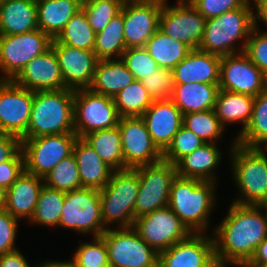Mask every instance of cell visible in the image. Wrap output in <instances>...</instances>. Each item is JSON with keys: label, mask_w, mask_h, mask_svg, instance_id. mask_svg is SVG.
<instances>
[{"label": "cell", "mask_w": 267, "mask_h": 267, "mask_svg": "<svg viewBox=\"0 0 267 267\" xmlns=\"http://www.w3.org/2000/svg\"><path fill=\"white\" fill-rule=\"evenodd\" d=\"M227 210L211 230L215 258L222 267H244L267 236V211L262 205L234 202Z\"/></svg>", "instance_id": "cell-1"}, {"label": "cell", "mask_w": 267, "mask_h": 267, "mask_svg": "<svg viewBox=\"0 0 267 267\" xmlns=\"http://www.w3.org/2000/svg\"><path fill=\"white\" fill-rule=\"evenodd\" d=\"M218 183L176 176L170 189L168 206L191 233L210 231V220L217 207ZM209 229V230H208Z\"/></svg>", "instance_id": "cell-2"}, {"label": "cell", "mask_w": 267, "mask_h": 267, "mask_svg": "<svg viewBox=\"0 0 267 267\" xmlns=\"http://www.w3.org/2000/svg\"><path fill=\"white\" fill-rule=\"evenodd\" d=\"M254 26V3L248 0L242 7L207 19L198 49L220 57L244 52Z\"/></svg>", "instance_id": "cell-3"}, {"label": "cell", "mask_w": 267, "mask_h": 267, "mask_svg": "<svg viewBox=\"0 0 267 267\" xmlns=\"http://www.w3.org/2000/svg\"><path fill=\"white\" fill-rule=\"evenodd\" d=\"M229 167L238 190L234 203L263 205L267 200V148H248L231 140ZM239 195V196H238Z\"/></svg>", "instance_id": "cell-4"}, {"label": "cell", "mask_w": 267, "mask_h": 267, "mask_svg": "<svg viewBox=\"0 0 267 267\" xmlns=\"http://www.w3.org/2000/svg\"><path fill=\"white\" fill-rule=\"evenodd\" d=\"M74 90L34 92L30 121L21 139L74 132Z\"/></svg>", "instance_id": "cell-5"}, {"label": "cell", "mask_w": 267, "mask_h": 267, "mask_svg": "<svg viewBox=\"0 0 267 267\" xmlns=\"http://www.w3.org/2000/svg\"><path fill=\"white\" fill-rule=\"evenodd\" d=\"M139 193L135 169L113 171L109 182L100 190L102 223L108 228L133 227L134 206Z\"/></svg>", "instance_id": "cell-6"}, {"label": "cell", "mask_w": 267, "mask_h": 267, "mask_svg": "<svg viewBox=\"0 0 267 267\" xmlns=\"http://www.w3.org/2000/svg\"><path fill=\"white\" fill-rule=\"evenodd\" d=\"M59 227L80 236L100 237L107 229L102 223L100 191L82 187L66 192Z\"/></svg>", "instance_id": "cell-7"}, {"label": "cell", "mask_w": 267, "mask_h": 267, "mask_svg": "<svg viewBox=\"0 0 267 267\" xmlns=\"http://www.w3.org/2000/svg\"><path fill=\"white\" fill-rule=\"evenodd\" d=\"M100 237L106 244L110 267H158V253L133 227H111Z\"/></svg>", "instance_id": "cell-8"}, {"label": "cell", "mask_w": 267, "mask_h": 267, "mask_svg": "<svg viewBox=\"0 0 267 267\" xmlns=\"http://www.w3.org/2000/svg\"><path fill=\"white\" fill-rule=\"evenodd\" d=\"M78 136L75 132L21 139L25 172L44 178L70 156Z\"/></svg>", "instance_id": "cell-9"}, {"label": "cell", "mask_w": 267, "mask_h": 267, "mask_svg": "<svg viewBox=\"0 0 267 267\" xmlns=\"http://www.w3.org/2000/svg\"><path fill=\"white\" fill-rule=\"evenodd\" d=\"M138 173L139 193L134 206L135 219L168 206L170 189L177 176L176 166L166 161L134 168Z\"/></svg>", "instance_id": "cell-10"}, {"label": "cell", "mask_w": 267, "mask_h": 267, "mask_svg": "<svg viewBox=\"0 0 267 267\" xmlns=\"http://www.w3.org/2000/svg\"><path fill=\"white\" fill-rule=\"evenodd\" d=\"M51 42L40 29L0 35V80H13L30 60L48 50Z\"/></svg>", "instance_id": "cell-11"}, {"label": "cell", "mask_w": 267, "mask_h": 267, "mask_svg": "<svg viewBox=\"0 0 267 267\" xmlns=\"http://www.w3.org/2000/svg\"><path fill=\"white\" fill-rule=\"evenodd\" d=\"M74 132L83 138L90 132L118 126L114 99L90 88L74 91Z\"/></svg>", "instance_id": "cell-12"}, {"label": "cell", "mask_w": 267, "mask_h": 267, "mask_svg": "<svg viewBox=\"0 0 267 267\" xmlns=\"http://www.w3.org/2000/svg\"><path fill=\"white\" fill-rule=\"evenodd\" d=\"M133 228L157 253L167 250L191 234L169 206L136 218Z\"/></svg>", "instance_id": "cell-13"}, {"label": "cell", "mask_w": 267, "mask_h": 267, "mask_svg": "<svg viewBox=\"0 0 267 267\" xmlns=\"http://www.w3.org/2000/svg\"><path fill=\"white\" fill-rule=\"evenodd\" d=\"M169 3L163 0L159 29L191 49H198L207 19L191 3Z\"/></svg>", "instance_id": "cell-14"}, {"label": "cell", "mask_w": 267, "mask_h": 267, "mask_svg": "<svg viewBox=\"0 0 267 267\" xmlns=\"http://www.w3.org/2000/svg\"><path fill=\"white\" fill-rule=\"evenodd\" d=\"M118 128L121 135L124 170L152 165L163 160V153L153 143L142 117H121Z\"/></svg>", "instance_id": "cell-15"}, {"label": "cell", "mask_w": 267, "mask_h": 267, "mask_svg": "<svg viewBox=\"0 0 267 267\" xmlns=\"http://www.w3.org/2000/svg\"><path fill=\"white\" fill-rule=\"evenodd\" d=\"M219 89L256 97L267 88V77L244 53L221 57Z\"/></svg>", "instance_id": "cell-16"}, {"label": "cell", "mask_w": 267, "mask_h": 267, "mask_svg": "<svg viewBox=\"0 0 267 267\" xmlns=\"http://www.w3.org/2000/svg\"><path fill=\"white\" fill-rule=\"evenodd\" d=\"M158 267H222L215 258L211 232L191 233L158 253Z\"/></svg>", "instance_id": "cell-17"}, {"label": "cell", "mask_w": 267, "mask_h": 267, "mask_svg": "<svg viewBox=\"0 0 267 267\" xmlns=\"http://www.w3.org/2000/svg\"><path fill=\"white\" fill-rule=\"evenodd\" d=\"M34 92L16 85L12 80H0V134L20 139L30 121Z\"/></svg>", "instance_id": "cell-18"}, {"label": "cell", "mask_w": 267, "mask_h": 267, "mask_svg": "<svg viewBox=\"0 0 267 267\" xmlns=\"http://www.w3.org/2000/svg\"><path fill=\"white\" fill-rule=\"evenodd\" d=\"M65 88L71 90L90 88L98 59L93 51L72 48L52 39Z\"/></svg>", "instance_id": "cell-19"}, {"label": "cell", "mask_w": 267, "mask_h": 267, "mask_svg": "<svg viewBox=\"0 0 267 267\" xmlns=\"http://www.w3.org/2000/svg\"><path fill=\"white\" fill-rule=\"evenodd\" d=\"M12 81L32 92L65 89L58 58L52 47L30 60Z\"/></svg>", "instance_id": "cell-20"}, {"label": "cell", "mask_w": 267, "mask_h": 267, "mask_svg": "<svg viewBox=\"0 0 267 267\" xmlns=\"http://www.w3.org/2000/svg\"><path fill=\"white\" fill-rule=\"evenodd\" d=\"M163 0L122 6L126 48L145 47L159 29Z\"/></svg>", "instance_id": "cell-21"}, {"label": "cell", "mask_w": 267, "mask_h": 267, "mask_svg": "<svg viewBox=\"0 0 267 267\" xmlns=\"http://www.w3.org/2000/svg\"><path fill=\"white\" fill-rule=\"evenodd\" d=\"M141 117L153 143L162 153L183 124V114L171 100H154Z\"/></svg>", "instance_id": "cell-22"}, {"label": "cell", "mask_w": 267, "mask_h": 267, "mask_svg": "<svg viewBox=\"0 0 267 267\" xmlns=\"http://www.w3.org/2000/svg\"><path fill=\"white\" fill-rule=\"evenodd\" d=\"M221 57L199 49H192L176 65L173 71L174 84L219 83Z\"/></svg>", "instance_id": "cell-23"}, {"label": "cell", "mask_w": 267, "mask_h": 267, "mask_svg": "<svg viewBox=\"0 0 267 267\" xmlns=\"http://www.w3.org/2000/svg\"><path fill=\"white\" fill-rule=\"evenodd\" d=\"M219 147V144L205 143L184 156L175 165L177 176L219 183L216 169H219L224 155Z\"/></svg>", "instance_id": "cell-24"}, {"label": "cell", "mask_w": 267, "mask_h": 267, "mask_svg": "<svg viewBox=\"0 0 267 267\" xmlns=\"http://www.w3.org/2000/svg\"><path fill=\"white\" fill-rule=\"evenodd\" d=\"M44 185L42 177L24 171L6 191L4 210L18 220L29 221Z\"/></svg>", "instance_id": "cell-25"}, {"label": "cell", "mask_w": 267, "mask_h": 267, "mask_svg": "<svg viewBox=\"0 0 267 267\" xmlns=\"http://www.w3.org/2000/svg\"><path fill=\"white\" fill-rule=\"evenodd\" d=\"M72 153L77 162L81 186L100 191L109 182L114 170L83 138L76 139Z\"/></svg>", "instance_id": "cell-26"}, {"label": "cell", "mask_w": 267, "mask_h": 267, "mask_svg": "<svg viewBox=\"0 0 267 267\" xmlns=\"http://www.w3.org/2000/svg\"><path fill=\"white\" fill-rule=\"evenodd\" d=\"M38 29L36 0H7L0 3V35Z\"/></svg>", "instance_id": "cell-27"}, {"label": "cell", "mask_w": 267, "mask_h": 267, "mask_svg": "<svg viewBox=\"0 0 267 267\" xmlns=\"http://www.w3.org/2000/svg\"><path fill=\"white\" fill-rule=\"evenodd\" d=\"M219 83H185L175 84L171 101L182 114L214 109Z\"/></svg>", "instance_id": "cell-28"}, {"label": "cell", "mask_w": 267, "mask_h": 267, "mask_svg": "<svg viewBox=\"0 0 267 267\" xmlns=\"http://www.w3.org/2000/svg\"><path fill=\"white\" fill-rule=\"evenodd\" d=\"M254 99L255 97L250 95L219 89L214 107L219 122L225 129L227 125H242L234 139L248 125L252 115Z\"/></svg>", "instance_id": "cell-29"}, {"label": "cell", "mask_w": 267, "mask_h": 267, "mask_svg": "<svg viewBox=\"0 0 267 267\" xmlns=\"http://www.w3.org/2000/svg\"><path fill=\"white\" fill-rule=\"evenodd\" d=\"M38 29L56 39L82 7L81 0H36Z\"/></svg>", "instance_id": "cell-30"}, {"label": "cell", "mask_w": 267, "mask_h": 267, "mask_svg": "<svg viewBox=\"0 0 267 267\" xmlns=\"http://www.w3.org/2000/svg\"><path fill=\"white\" fill-rule=\"evenodd\" d=\"M135 80L121 59L98 61L90 89L96 93L114 97Z\"/></svg>", "instance_id": "cell-31"}, {"label": "cell", "mask_w": 267, "mask_h": 267, "mask_svg": "<svg viewBox=\"0 0 267 267\" xmlns=\"http://www.w3.org/2000/svg\"><path fill=\"white\" fill-rule=\"evenodd\" d=\"M83 139L114 171L124 170L121 135L118 126L90 132Z\"/></svg>", "instance_id": "cell-32"}, {"label": "cell", "mask_w": 267, "mask_h": 267, "mask_svg": "<svg viewBox=\"0 0 267 267\" xmlns=\"http://www.w3.org/2000/svg\"><path fill=\"white\" fill-rule=\"evenodd\" d=\"M145 48L160 68L170 70L178 65L192 50L185 43L167 36L161 29H158L150 37Z\"/></svg>", "instance_id": "cell-33"}, {"label": "cell", "mask_w": 267, "mask_h": 267, "mask_svg": "<svg viewBox=\"0 0 267 267\" xmlns=\"http://www.w3.org/2000/svg\"><path fill=\"white\" fill-rule=\"evenodd\" d=\"M235 142L248 148H267V88L255 97L251 119Z\"/></svg>", "instance_id": "cell-34"}, {"label": "cell", "mask_w": 267, "mask_h": 267, "mask_svg": "<svg viewBox=\"0 0 267 267\" xmlns=\"http://www.w3.org/2000/svg\"><path fill=\"white\" fill-rule=\"evenodd\" d=\"M123 32L124 14L120 12L103 30L96 33L93 52L99 61L121 59L126 50Z\"/></svg>", "instance_id": "cell-35"}, {"label": "cell", "mask_w": 267, "mask_h": 267, "mask_svg": "<svg viewBox=\"0 0 267 267\" xmlns=\"http://www.w3.org/2000/svg\"><path fill=\"white\" fill-rule=\"evenodd\" d=\"M65 193L64 191L55 190L43 185L33 215L28 221V224L59 228Z\"/></svg>", "instance_id": "cell-36"}, {"label": "cell", "mask_w": 267, "mask_h": 267, "mask_svg": "<svg viewBox=\"0 0 267 267\" xmlns=\"http://www.w3.org/2000/svg\"><path fill=\"white\" fill-rule=\"evenodd\" d=\"M113 99L120 118L141 117L154 101L140 80H134Z\"/></svg>", "instance_id": "cell-37"}, {"label": "cell", "mask_w": 267, "mask_h": 267, "mask_svg": "<svg viewBox=\"0 0 267 267\" xmlns=\"http://www.w3.org/2000/svg\"><path fill=\"white\" fill-rule=\"evenodd\" d=\"M95 38L96 33L91 28L85 11L81 8L66 23L65 28L55 40L72 48L93 51Z\"/></svg>", "instance_id": "cell-38"}, {"label": "cell", "mask_w": 267, "mask_h": 267, "mask_svg": "<svg viewBox=\"0 0 267 267\" xmlns=\"http://www.w3.org/2000/svg\"><path fill=\"white\" fill-rule=\"evenodd\" d=\"M182 125L205 143H223V134L226 129L219 122L214 109L186 113L183 115Z\"/></svg>", "instance_id": "cell-39"}, {"label": "cell", "mask_w": 267, "mask_h": 267, "mask_svg": "<svg viewBox=\"0 0 267 267\" xmlns=\"http://www.w3.org/2000/svg\"><path fill=\"white\" fill-rule=\"evenodd\" d=\"M44 185L64 192L82 188L79 170L73 153L61 160L44 178Z\"/></svg>", "instance_id": "cell-40"}, {"label": "cell", "mask_w": 267, "mask_h": 267, "mask_svg": "<svg viewBox=\"0 0 267 267\" xmlns=\"http://www.w3.org/2000/svg\"><path fill=\"white\" fill-rule=\"evenodd\" d=\"M92 241L78 244L72 255L75 267H110L108 250L101 237H92Z\"/></svg>", "instance_id": "cell-41"}, {"label": "cell", "mask_w": 267, "mask_h": 267, "mask_svg": "<svg viewBox=\"0 0 267 267\" xmlns=\"http://www.w3.org/2000/svg\"><path fill=\"white\" fill-rule=\"evenodd\" d=\"M81 8L93 31L98 33L121 12L122 5L119 0H83Z\"/></svg>", "instance_id": "cell-42"}, {"label": "cell", "mask_w": 267, "mask_h": 267, "mask_svg": "<svg viewBox=\"0 0 267 267\" xmlns=\"http://www.w3.org/2000/svg\"><path fill=\"white\" fill-rule=\"evenodd\" d=\"M205 142L183 125L174 135L172 143L163 152V161L176 165L184 156L194 152Z\"/></svg>", "instance_id": "cell-43"}, {"label": "cell", "mask_w": 267, "mask_h": 267, "mask_svg": "<svg viewBox=\"0 0 267 267\" xmlns=\"http://www.w3.org/2000/svg\"><path fill=\"white\" fill-rule=\"evenodd\" d=\"M121 60L133 74L135 80H141L160 68L145 47L126 48Z\"/></svg>", "instance_id": "cell-44"}, {"label": "cell", "mask_w": 267, "mask_h": 267, "mask_svg": "<svg viewBox=\"0 0 267 267\" xmlns=\"http://www.w3.org/2000/svg\"><path fill=\"white\" fill-rule=\"evenodd\" d=\"M153 100H170L174 89L173 71L159 68L140 80Z\"/></svg>", "instance_id": "cell-45"}, {"label": "cell", "mask_w": 267, "mask_h": 267, "mask_svg": "<svg viewBox=\"0 0 267 267\" xmlns=\"http://www.w3.org/2000/svg\"><path fill=\"white\" fill-rule=\"evenodd\" d=\"M244 53L267 77V30L254 26Z\"/></svg>", "instance_id": "cell-46"}, {"label": "cell", "mask_w": 267, "mask_h": 267, "mask_svg": "<svg viewBox=\"0 0 267 267\" xmlns=\"http://www.w3.org/2000/svg\"><path fill=\"white\" fill-rule=\"evenodd\" d=\"M19 222L8 211H0V256L20 249L16 247Z\"/></svg>", "instance_id": "cell-47"}, {"label": "cell", "mask_w": 267, "mask_h": 267, "mask_svg": "<svg viewBox=\"0 0 267 267\" xmlns=\"http://www.w3.org/2000/svg\"><path fill=\"white\" fill-rule=\"evenodd\" d=\"M248 0H193L191 4L206 18L242 7Z\"/></svg>", "instance_id": "cell-48"}, {"label": "cell", "mask_w": 267, "mask_h": 267, "mask_svg": "<svg viewBox=\"0 0 267 267\" xmlns=\"http://www.w3.org/2000/svg\"><path fill=\"white\" fill-rule=\"evenodd\" d=\"M24 171V157L20 150L11 160L0 163V185L8 189Z\"/></svg>", "instance_id": "cell-49"}, {"label": "cell", "mask_w": 267, "mask_h": 267, "mask_svg": "<svg viewBox=\"0 0 267 267\" xmlns=\"http://www.w3.org/2000/svg\"><path fill=\"white\" fill-rule=\"evenodd\" d=\"M21 150V139L11 134H0V163L11 160Z\"/></svg>", "instance_id": "cell-50"}, {"label": "cell", "mask_w": 267, "mask_h": 267, "mask_svg": "<svg viewBox=\"0 0 267 267\" xmlns=\"http://www.w3.org/2000/svg\"><path fill=\"white\" fill-rule=\"evenodd\" d=\"M0 267H33L20 249L0 256Z\"/></svg>", "instance_id": "cell-51"}, {"label": "cell", "mask_w": 267, "mask_h": 267, "mask_svg": "<svg viewBox=\"0 0 267 267\" xmlns=\"http://www.w3.org/2000/svg\"><path fill=\"white\" fill-rule=\"evenodd\" d=\"M267 265V236L257 246L254 255L244 267H261Z\"/></svg>", "instance_id": "cell-52"}, {"label": "cell", "mask_w": 267, "mask_h": 267, "mask_svg": "<svg viewBox=\"0 0 267 267\" xmlns=\"http://www.w3.org/2000/svg\"><path fill=\"white\" fill-rule=\"evenodd\" d=\"M254 15L256 26L259 27L262 22V24L267 25V0H256L254 2Z\"/></svg>", "instance_id": "cell-53"}, {"label": "cell", "mask_w": 267, "mask_h": 267, "mask_svg": "<svg viewBox=\"0 0 267 267\" xmlns=\"http://www.w3.org/2000/svg\"><path fill=\"white\" fill-rule=\"evenodd\" d=\"M34 267H75L72 259L68 260H51V259H44V261L38 262Z\"/></svg>", "instance_id": "cell-54"}, {"label": "cell", "mask_w": 267, "mask_h": 267, "mask_svg": "<svg viewBox=\"0 0 267 267\" xmlns=\"http://www.w3.org/2000/svg\"><path fill=\"white\" fill-rule=\"evenodd\" d=\"M122 6L125 5H132V4H145L150 3L153 1H160V0H119Z\"/></svg>", "instance_id": "cell-55"}, {"label": "cell", "mask_w": 267, "mask_h": 267, "mask_svg": "<svg viewBox=\"0 0 267 267\" xmlns=\"http://www.w3.org/2000/svg\"><path fill=\"white\" fill-rule=\"evenodd\" d=\"M6 191L3 186L0 185V211L4 210L6 204Z\"/></svg>", "instance_id": "cell-56"}, {"label": "cell", "mask_w": 267, "mask_h": 267, "mask_svg": "<svg viewBox=\"0 0 267 267\" xmlns=\"http://www.w3.org/2000/svg\"><path fill=\"white\" fill-rule=\"evenodd\" d=\"M176 1L183 3H191L193 0H176Z\"/></svg>", "instance_id": "cell-57"}, {"label": "cell", "mask_w": 267, "mask_h": 267, "mask_svg": "<svg viewBox=\"0 0 267 267\" xmlns=\"http://www.w3.org/2000/svg\"><path fill=\"white\" fill-rule=\"evenodd\" d=\"M264 208H265V210L267 211V200L263 203V205H262Z\"/></svg>", "instance_id": "cell-58"}]
</instances>
